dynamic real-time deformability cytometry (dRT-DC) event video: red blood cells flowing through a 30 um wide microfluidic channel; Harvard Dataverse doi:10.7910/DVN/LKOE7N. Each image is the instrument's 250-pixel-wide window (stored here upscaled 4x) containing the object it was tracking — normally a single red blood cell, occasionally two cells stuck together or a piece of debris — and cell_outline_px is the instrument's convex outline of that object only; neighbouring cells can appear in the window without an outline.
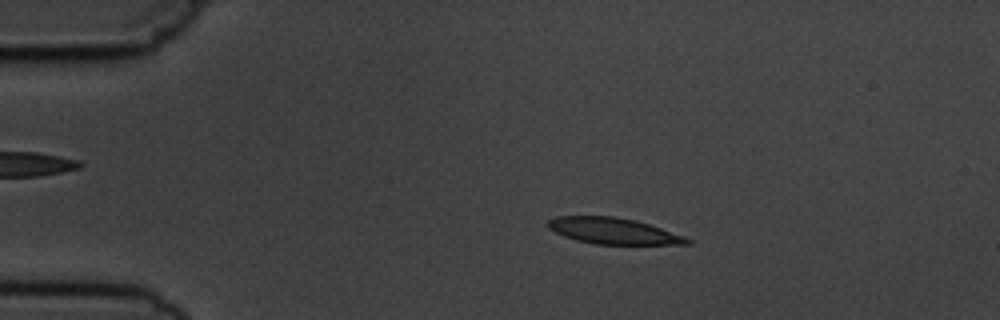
{"species": "common noctule bat (a hibernating species)", "species_latin": "Nyctalus noctula", "temperature_condition": "cold", "stored_images_in_passage": 6, "camera_frame_rate_fps": 3000, "um_per_image_px": 0.085, "animal": {"sex": "male", "body_mass_g": 19.5, "forearm_length_mm": 54.6}, "frame": {"image": 1, "passage_image": 2, "time_ms": 1.0, "image_size_px": [1000, 320], "cell_outline_px": [[692, 244], [596, 244], [576, 240], [564, 236], [548, 228], [548, 220], [556, 216], [616, 216], [636, 220], [684, 236], [692, 240]], "centroid_in_image_um": [52.12, 19.62], "position_along_channel_um": 32.9, "area_um2": 21.1}}
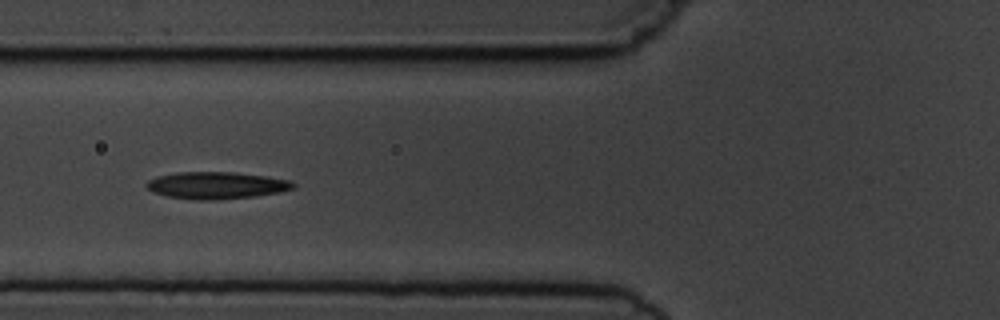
{"frame": {"image": 2, "passage_image": 5, "time_ms": 4.333, "image_size_px": [1000, 320], "cell_outline_px": [[296, 188], [280, 192], [252, 196], [212, 200], [192, 200], [168, 196], [152, 192], [144, 184], [148, 180], [156, 176], [180, 172], [236, 172], [264, 176], [288, 180], [296, 184]], "centroid_in_image_um": [18.37, 15.75], "position_along_channel_um": 107.4, "area_um2": 23.06}}
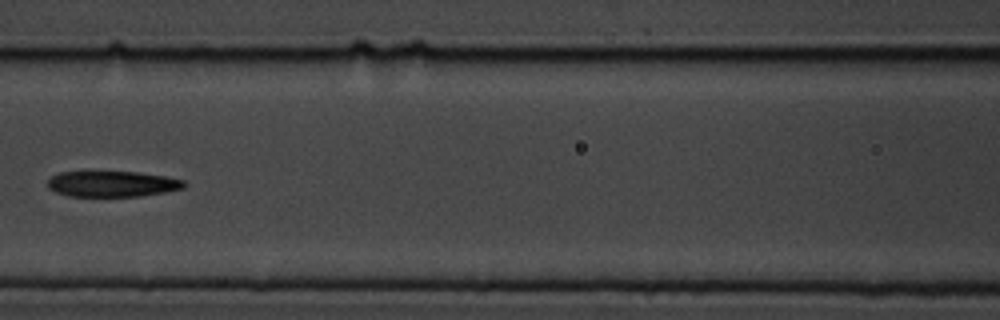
{"frame": {"image": 3, "passage_image": 6, "time_ms": 5.667, "image_size_px": [1000, 320], "cell_outline_px": [[188, 184], [184, 188], [164, 192], [136, 196], [68, 196], [56, 192], [48, 188], [48, 180], [52, 176], [60, 172], [84, 168], [88, 168], [136, 172], [164, 176], [184, 180]], "centroid_in_image_um": [9.46, 15.57], "position_along_channel_um": 157.1, "area_um2": 21.5}}